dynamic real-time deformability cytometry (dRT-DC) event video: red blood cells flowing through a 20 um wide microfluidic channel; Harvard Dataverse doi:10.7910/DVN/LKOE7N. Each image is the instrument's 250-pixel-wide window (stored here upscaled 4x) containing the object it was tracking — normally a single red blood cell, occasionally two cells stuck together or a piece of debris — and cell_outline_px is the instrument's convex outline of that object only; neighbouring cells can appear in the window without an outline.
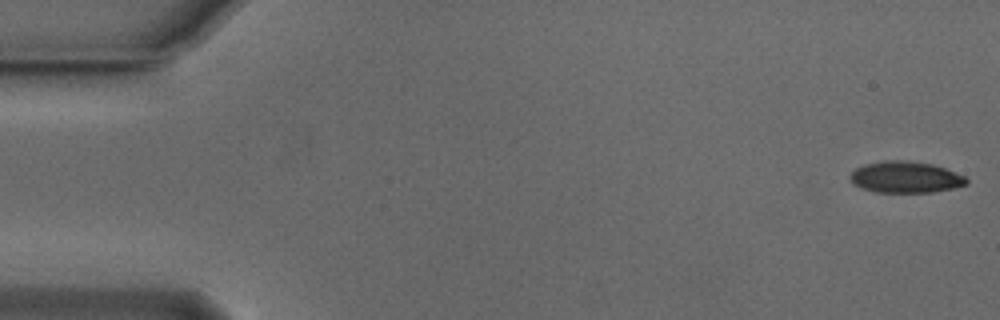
{"species": "Egyptian fruit bat (a non-hibernating species)", "species_latin": "Rousettus aegyptiacus", "temperature_condition": "cold", "stored_images_in_passage": 54, "camera_frame_rate_fps": 3000, "um_per_image_px": 0.085, "animal": {"sex": "male"}, "frame": {"image": 1, "passage_image": 1, "time_ms": 0.0, "image_size_px": [1000, 320], "cell_outline_px": [[968, 184], [952, 188], [932, 192], [876, 192], [860, 188], [852, 184], [848, 180], [848, 176], [856, 168], [864, 164], [884, 160], [908, 160], [932, 164], [944, 168], [964, 176], [968, 180]], "centroid_in_image_um": [76.91, 15.05], "position_along_channel_um": 8.1, "area_um2": 21.44}}
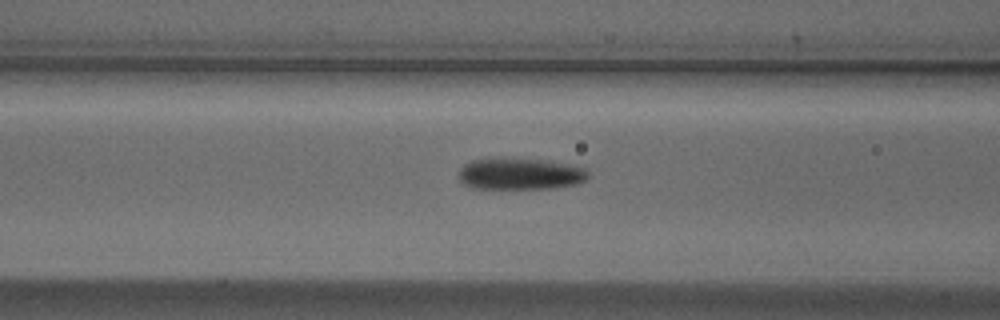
{"frame": {"image": 2, "passage_image": 21, "time_ms": 6.667, "image_size_px": [1000, 320], "cell_outline_px": [[588, 176], [584, 180], [576, 184], [552, 188], [476, 188], [464, 184], [460, 180], [460, 168], [464, 164], [472, 160], [544, 160], [568, 164], [584, 168], [588, 172]], "centroid_in_image_um": [44.24, 14.8], "position_along_channel_um": 122.4, "area_um2": 22.95}}
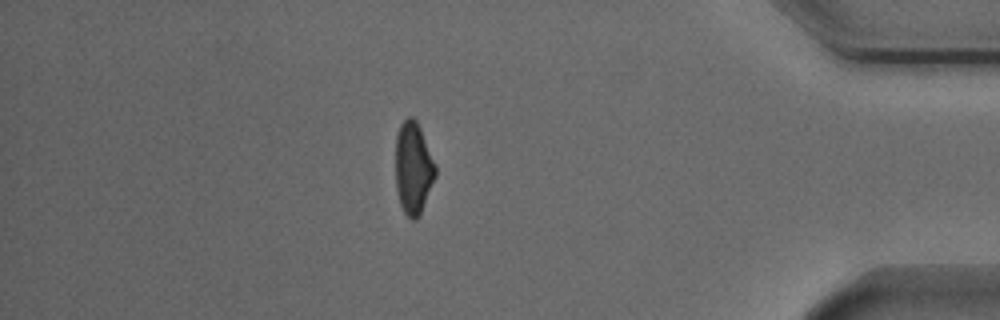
{"frame": {"image": 3, "passage_image": 46, "time_ms": 15.0, "image_size_px": [1000, 320], "cell_outline_px": [[436, 176], [420, 216], [416, 220], [412, 220], [404, 212], [400, 204], [396, 188], [396, 136], [400, 124], [408, 116], [412, 116], [416, 120], [420, 128], [436, 164]], "centroid_in_image_um": [35.14, 14.3], "position_along_channel_um": 400.1, "area_um2": 21.56}, "authors_computed_cell_mechanics": {"area_um2": 22.4264, "velocity_mm_per_s": 3.8269, "shape_relaxation_time_tau1_ms": 2.7049, "shape_relaxation_time_tau2_ms": 8.4464, "deformation_change_tau1": 0.1226, "deformation_change_tau2": 0.1495}}